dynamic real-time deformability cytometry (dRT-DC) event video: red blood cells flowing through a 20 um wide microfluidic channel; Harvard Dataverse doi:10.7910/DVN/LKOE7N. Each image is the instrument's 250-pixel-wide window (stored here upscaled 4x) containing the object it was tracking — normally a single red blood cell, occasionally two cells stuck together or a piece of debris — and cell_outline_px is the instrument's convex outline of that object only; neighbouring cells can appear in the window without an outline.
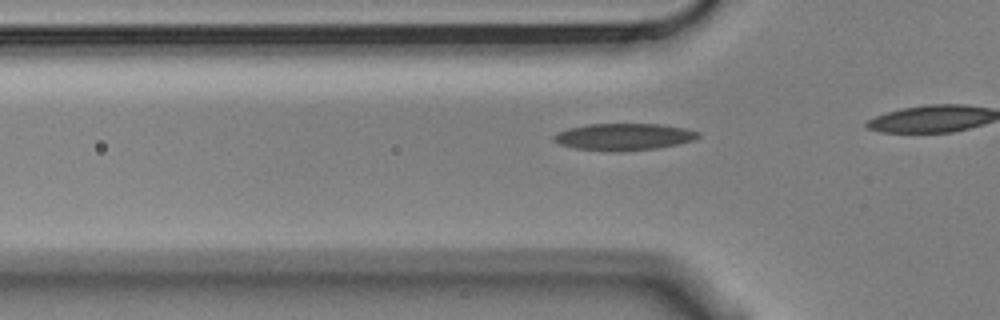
{"species": "Egyptian fruit bat (a non-hibernating species)", "species_latin": "Rousettus aegyptiacus", "temperature_condition": "cold", "stored_images_in_passage": 4, "segment_of_instrument_passage": [2, 2], "camera_frame_rate_fps": 3000, "um_per_image_px": 0.085, "animal": {"sex": "male"}, "frame": {"image": 1, "passage_image": 4, "time_ms": 1.0, "image_size_px": [1000, 320], "cell_outline_px": [[700, 136], [692, 140], [676, 144], [656, 148], [576, 148], [560, 144], [552, 140], [552, 136], [556, 132], [568, 128], [588, 124], [660, 124], [684, 128], [700, 132]], "centroid_in_image_um": [53.01, 11.56], "position_along_channel_um": 72.8, "area_um2": 21.39}}